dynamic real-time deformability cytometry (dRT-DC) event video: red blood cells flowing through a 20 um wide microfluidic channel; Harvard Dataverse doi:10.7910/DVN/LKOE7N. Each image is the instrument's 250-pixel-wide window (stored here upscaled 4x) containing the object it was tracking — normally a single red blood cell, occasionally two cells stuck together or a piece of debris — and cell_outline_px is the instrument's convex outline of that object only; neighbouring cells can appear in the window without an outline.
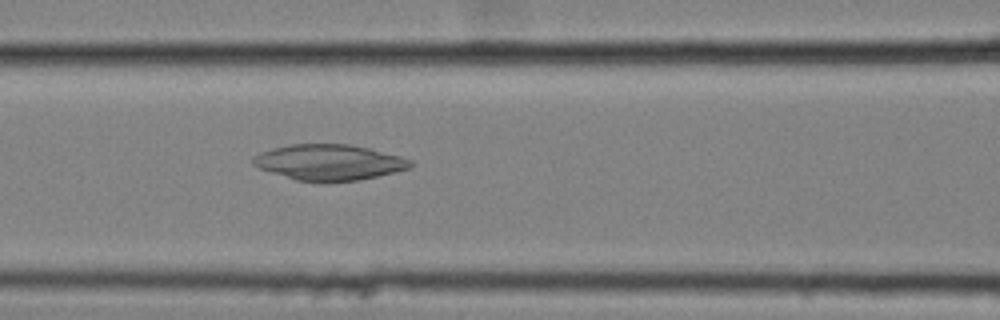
{"species": "common noctule bat (a hibernating species)", "species_latin": "Nyctalus noctula", "temperature_condition": "cold", "stored_images_in_passage": 48, "camera_frame_rate_fps": 3000, "um_per_image_px": 0.085, "animal": {"sex": "female", "body_mass_g": 25.1}, "frame": {"image": 1, "passage_image": 16, "time_ms": 5.0, "image_size_px": [1000, 320], "cell_outline_px": [[412, 164], [408, 168], [360, 180], [296, 180], [260, 168], [252, 164], [252, 156], [260, 152], [272, 148], [292, 144], [348, 144], [368, 148], [400, 156], [412, 160]], "centroid_in_image_um": [27.94, 13.77], "position_along_channel_um": 138.7, "area_um2": 32.02}}
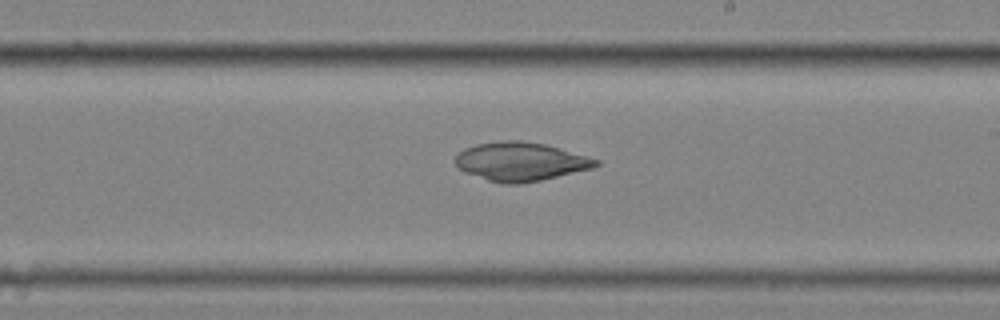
{"frame": {"image": 2, "passage_image": 25, "time_ms": 8.0, "image_size_px": [1000, 320], "cell_outline_px": [[600, 164], [592, 168], [540, 180], [520, 184], [504, 184], [488, 180], [464, 172], [456, 164], [456, 156], [464, 148], [476, 144], [500, 140], [520, 140], [544, 144], [560, 148], [600, 160]], "centroid_in_image_um": [44.24, 13.73], "position_along_channel_um": 244.8, "area_um2": 31.5}}
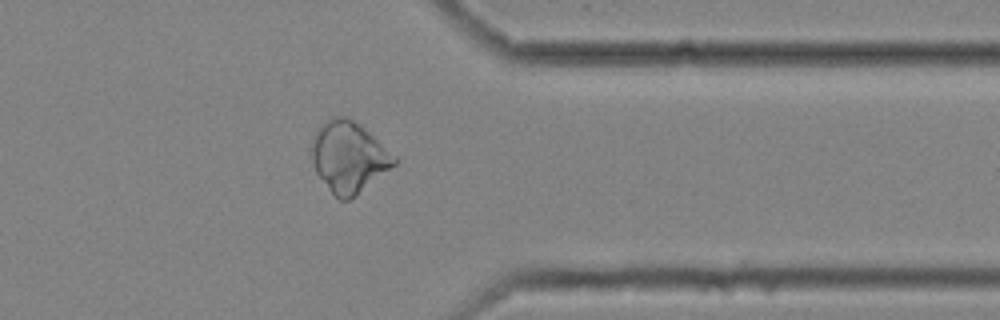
{"frame": {"image": 3, "passage_image": 37, "time_ms": 12.0, "image_size_px": [1000, 320], "cell_outline_px": [[400, 160], [396, 164], [356, 196], [348, 200], [340, 200], [332, 192], [316, 172], [312, 160], [312, 144], [316, 132], [332, 116], [344, 116], [360, 124], [396, 156]], "centroid_in_image_um": [29.68, 13.36], "position_along_channel_um": 381.7, "area_um2": 33.64}}